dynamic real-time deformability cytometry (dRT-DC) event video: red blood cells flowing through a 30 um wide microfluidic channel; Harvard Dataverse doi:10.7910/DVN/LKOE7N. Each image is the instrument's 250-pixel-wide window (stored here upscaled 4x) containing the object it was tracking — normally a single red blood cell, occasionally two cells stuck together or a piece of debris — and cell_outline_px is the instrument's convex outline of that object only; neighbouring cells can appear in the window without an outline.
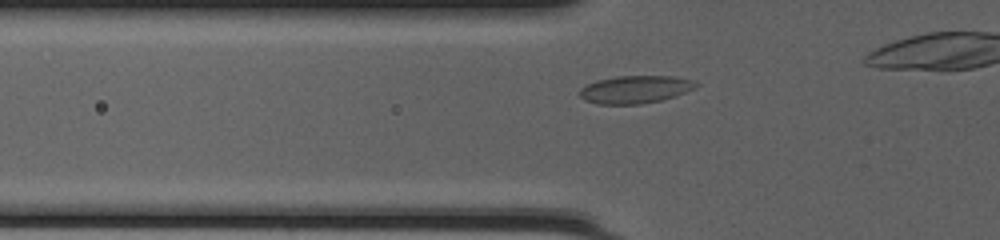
{"species": "common noctule bat (a hibernating species)", "species_latin": "Nyctalus noctula", "temperature_condition": "cold", "stored_images_in_passage": 26, "camera_frame_rate_fps": 3000, "um_per_image_px": 0.085, "animal": {"sex": "female", "body_mass_g": 20.0, "forearm_length_mm": 54.0}, "frame": {"image": 1, "passage_image": 2, "time_ms": 0.333, "image_size_px": [1000, 240], "cell_outline_px": [[700, 84], [696, 88], [676, 96], [660, 100], [640, 104], [596, 104], [584, 100], [580, 96], [580, 88], [596, 80], [616, 76], [672, 76], [692, 80]], "centroid_in_image_um": [54.0, 7.6], "position_along_channel_um": 71.8, "area_um2": 18.84}}
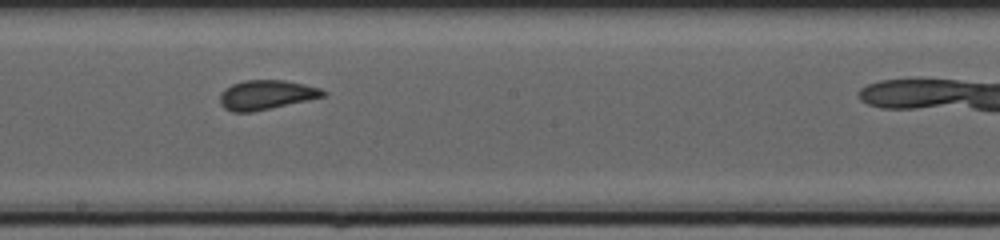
{"frame": {"image": 2, "passage_image": 13, "time_ms": 4.0, "image_size_px": [1000, 240], "cell_outline_px": [[328, 92], [324, 96], [308, 100], [252, 112], [232, 112], [224, 108], [220, 104], [220, 96], [232, 84], [244, 80], [284, 80], [304, 84], [320, 88]], "centroid_in_image_um": [22.65, 8.06], "position_along_channel_um": 225.6, "area_um2": 17.51}}
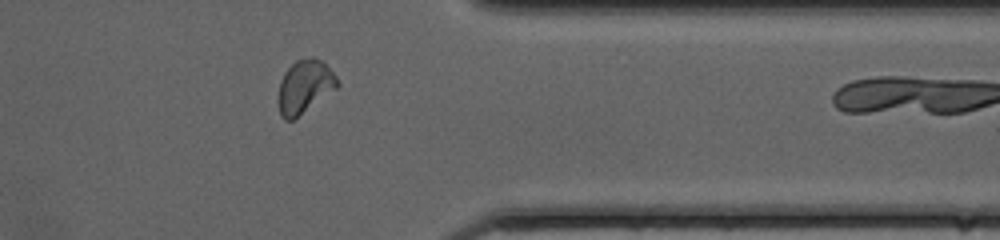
{"frame": {"image": 3, "passage_image": 25, "time_ms": 8.0, "image_size_px": [1000, 240], "cell_outline_px": [[340, 84], [336, 88], [292, 120], [284, 120], [280, 116], [276, 100], [280, 80], [284, 72], [296, 60], [312, 56], [320, 60], [336, 76]], "centroid_in_image_um": [25.83, 7.37], "position_along_channel_um": 385.6, "area_um2": 18.26}}